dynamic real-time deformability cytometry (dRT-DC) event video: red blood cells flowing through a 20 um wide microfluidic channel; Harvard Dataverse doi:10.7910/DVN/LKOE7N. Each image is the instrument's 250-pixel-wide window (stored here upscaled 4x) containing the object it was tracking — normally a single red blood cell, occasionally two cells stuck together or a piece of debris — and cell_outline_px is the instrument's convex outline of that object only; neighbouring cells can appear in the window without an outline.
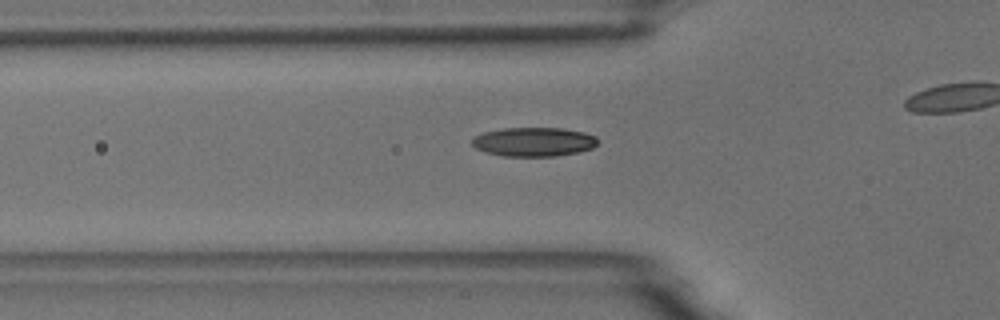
{"species": "common noctule bat (a hibernating species)", "species_latin": "Nyctalus noctula", "temperature_condition": "room temperature", "stored_images_in_passage": 26, "camera_frame_rate_fps": 3000, "um_per_image_px": 0.085, "animal": {"sex": "male", "body_mass_g": 18.8}, "frame": {"image": 1, "passage_image": 4, "time_ms": 1.0, "image_size_px": [1000, 320], "cell_outline_px": [[600, 140], [592, 148], [576, 152], [556, 156], [504, 156], [484, 152], [476, 148], [472, 144], [472, 136], [484, 132], [504, 128], [564, 128], [584, 132], [596, 136]], "centroid_in_image_um": [45.36, 12.05], "position_along_channel_um": 80.4, "area_um2": 21.39}}
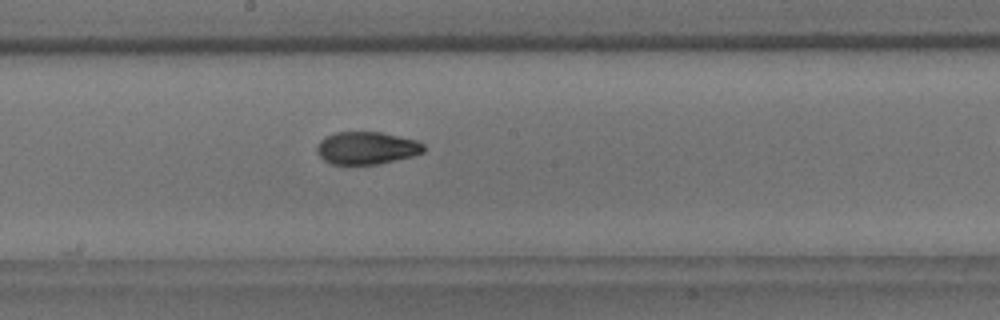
{"frame": {"image": 2, "passage_image": 15, "time_ms": 4.667, "image_size_px": [1000, 320], "cell_outline_px": [[424, 152], [412, 156], [380, 164], [332, 164], [324, 160], [316, 152], [316, 148], [320, 140], [324, 136], [336, 132], [380, 132], [416, 140], [424, 144]], "centroid_in_image_um": [31.14, 12.58], "position_along_channel_um": 217.1, "area_um2": 20.29}}
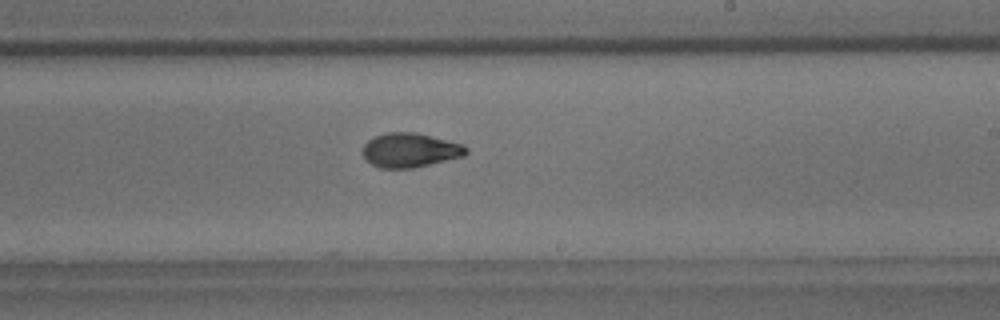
{"frame": {"image": 3, "passage_image": 18, "time_ms": 5.667, "image_size_px": [1000, 320], "cell_outline_px": [[468, 152], [464, 156], [412, 168], [380, 168], [372, 164], [364, 156], [364, 144], [368, 140], [376, 136], [388, 132], [416, 132], [464, 144], [468, 148]], "centroid_in_image_um": [34.89, 12.75], "position_along_channel_um": 254.1, "area_um2": 20.52}}